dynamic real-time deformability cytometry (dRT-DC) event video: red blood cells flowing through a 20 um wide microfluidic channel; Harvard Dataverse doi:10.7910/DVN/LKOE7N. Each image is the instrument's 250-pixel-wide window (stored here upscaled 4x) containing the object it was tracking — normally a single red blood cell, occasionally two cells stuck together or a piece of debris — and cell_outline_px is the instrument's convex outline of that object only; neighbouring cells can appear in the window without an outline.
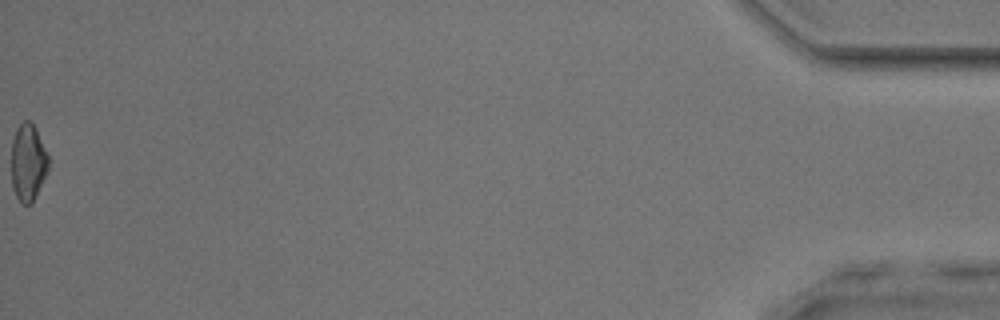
{"species": "common noctule bat (a hibernating species)", "species_latin": "Nyctalus noctula", "temperature_condition": "room temperature", "stored_images_in_passage": 35, "camera_frame_rate_fps": 3000, "um_per_image_px": 0.085, "animal": {"sex": "male", "body_mass_g": 17.9, "forearm_length_mm": 54.2}, "frame": {"image": 1, "passage_image": 35, "time_ms": 11.333, "image_size_px": [1000, 320], "cell_outline_px": [[48, 168], [36, 196], [32, 204], [24, 204], [16, 196], [12, 188], [12, 140], [16, 128], [24, 120], [28, 120], [36, 128], [48, 156]], "centroid_in_image_um": [2.37, 13.8], "position_along_channel_um": 432.8, "area_um2": 16.47}, "authors_computed_cell_mechanics": {"area_um2": 17.34, "velocity_mm_per_s": 4.0992, "shape_relaxation_time_tau1_ms": null, "shape_relaxation_time_tau2_ms": 1.9505, "deformation_change_tau1": null, "deformation_change_tau2": 0.0848}}